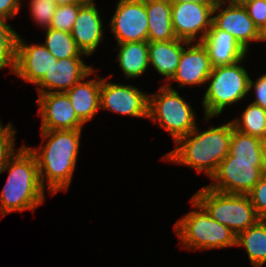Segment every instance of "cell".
Instances as JSON below:
<instances>
[{"label": "cell", "mask_w": 266, "mask_h": 267, "mask_svg": "<svg viewBox=\"0 0 266 267\" xmlns=\"http://www.w3.org/2000/svg\"><path fill=\"white\" fill-rule=\"evenodd\" d=\"M227 1H230V2L235 3V4L243 5L244 3H246L250 0H227Z\"/></svg>", "instance_id": "obj_40"}, {"label": "cell", "mask_w": 266, "mask_h": 267, "mask_svg": "<svg viewBox=\"0 0 266 267\" xmlns=\"http://www.w3.org/2000/svg\"><path fill=\"white\" fill-rule=\"evenodd\" d=\"M56 7L57 4L50 3L46 0L29 1V12L31 13L30 15L32 16L33 21L44 28V30L50 27Z\"/></svg>", "instance_id": "obj_29"}, {"label": "cell", "mask_w": 266, "mask_h": 267, "mask_svg": "<svg viewBox=\"0 0 266 267\" xmlns=\"http://www.w3.org/2000/svg\"><path fill=\"white\" fill-rule=\"evenodd\" d=\"M236 246L245 248L253 267H262L266 263V220H259L239 233Z\"/></svg>", "instance_id": "obj_23"}, {"label": "cell", "mask_w": 266, "mask_h": 267, "mask_svg": "<svg viewBox=\"0 0 266 267\" xmlns=\"http://www.w3.org/2000/svg\"><path fill=\"white\" fill-rule=\"evenodd\" d=\"M145 8L148 19V42L177 38L172 27V3L169 0H145Z\"/></svg>", "instance_id": "obj_21"}, {"label": "cell", "mask_w": 266, "mask_h": 267, "mask_svg": "<svg viewBox=\"0 0 266 267\" xmlns=\"http://www.w3.org/2000/svg\"><path fill=\"white\" fill-rule=\"evenodd\" d=\"M7 20L0 17V70L9 66L14 73L18 32L7 23Z\"/></svg>", "instance_id": "obj_27"}, {"label": "cell", "mask_w": 266, "mask_h": 267, "mask_svg": "<svg viewBox=\"0 0 266 267\" xmlns=\"http://www.w3.org/2000/svg\"><path fill=\"white\" fill-rule=\"evenodd\" d=\"M215 6L195 2L172 4L171 19L175 36L189 43L201 42L211 28Z\"/></svg>", "instance_id": "obj_10"}, {"label": "cell", "mask_w": 266, "mask_h": 267, "mask_svg": "<svg viewBox=\"0 0 266 267\" xmlns=\"http://www.w3.org/2000/svg\"><path fill=\"white\" fill-rule=\"evenodd\" d=\"M7 171L8 178L0 194V214L35 210L44 203L35 155L24 144L7 161L0 174Z\"/></svg>", "instance_id": "obj_3"}, {"label": "cell", "mask_w": 266, "mask_h": 267, "mask_svg": "<svg viewBox=\"0 0 266 267\" xmlns=\"http://www.w3.org/2000/svg\"><path fill=\"white\" fill-rule=\"evenodd\" d=\"M195 210L188 212L175 223V233L186 249H221L236 246V234L227 226L214 220L191 197Z\"/></svg>", "instance_id": "obj_4"}, {"label": "cell", "mask_w": 266, "mask_h": 267, "mask_svg": "<svg viewBox=\"0 0 266 267\" xmlns=\"http://www.w3.org/2000/svg\"><path fill=\"white\" fill-rule=\"evenodd\" d=\"M81 132L82 130H41L42 142H47L34 149L28 147L36 157L42 187L46 189L47 181L48 191L52 194L67 191L71 184Z\"/></svg>", "instance_id": "obj_1"}, {"label": "cell", "mask_w": 266, "mask_h": 267, "mask_svg": "<svg viewBox=\"0 0 266 267\" xmlns=\"http://www.w3.org/2000/svg\"><path fill=\"white\" fill-rule=\"evenodd\" d=\"M229 154L237 158L265 159L266 142L233 127Z\"/></svg>", "instance_id": "obj_24"}, {"label": "cell", "mask_w": 266, "mask_h": 267, "mask_svg": "<svg viewBox=\"0 0 266 267\" xmlns=\"http://www.w3.org/2000/svg\"><path fill=\"white\" fill-rule=\"evenodd\" d=\"M243 60L212 68L202 101L205 121L221 115L224 108L240 102L248 94L250 77L241 64Z\"/></svg>", "instance_id": "obj_5"}, {"label": "cell", "mask_w": 266, "mask_h": 267, "mask_svg": "<svg viewBox=\"0 0 266 267\" xmlns=\"http://www.w3.org/2000/svg\"><path fill=\"white\" fill-rule=\"evenodd\" d=\"M243 6L258 28L266 22V0H250L244 3Z\"/></svg>", "instance_id": "obj_32"}, {"label": "cell", "mask_w": 266, "mask_h": 267, "mask_svg": "<svg viewBox=\"0 0 266 267\" xmlns=\"http://www.w3.org/2000/svg\"><path fill=\"white\" fill-rule=\"evenodd\" d=\"M38 95L36 103L40 107V130H82L84 124L75 114L66 93L51 92Z\"/></svg>", "instance_id": "obj_13"}, {"label": "cell", "mask_w": 266, "mask_h": 267, "mask_svg": "<svg viewBox=\"0 0 266 267\" xmlns=\"http://www.w3.org/2000/svg\"><path fill=\"white\" fill-rule=\"evenodd\" d=\"M259 41H266V22L259 28Z\"/></svg>", "instance_id": "obj_37"}, {"label": "cell", "mask_w": 266, "mask_h": 267, "mask_svg": "<svg viewBox=\"0 0 266 267\" xmlns=\"http://www.w3.org/2000/svg\"><path fill=\"white\" fill-rule=\"evenodd\" d=\"M189 42L176 38L170 41L148 42L149 64L169 81L177 70L184 46Z\"/></svg>", "instance_id": "obj_20"}, {"label": "cell", "mask_w": 266, "mask_h": 267, "mask_svg": "<svg viewBox=\"0 0 266 267\" xmlns=\"http://www.w3.org/2000/svg\"><path fill=\"white\" fill-rule=\"evenodd\" d=\"M95 69L84 63L81 57L63 58L35 84L38 94L67 92L82 79H87Z\"/></svg>", "instance_id": "obj_14"}, {"label": "cell", "mask_w": 266, "mask_h": 267, "mask_svg": "<svg viewBox=\"0 0 266 267\" xmlns=\"http://www.w3.org/2000/svg\"><path fill=\"white\" fill-rule=\"evenodd\" d=\"M192 44L184 47L177 70L170 79L171 82L177 81L178 87L206 84L213 68L204 45L201 42Z\"/></svg>", "instance_id": "obj_16"}, {"label": "cell", "mask_w": 266, "mask_h": 267, "mask_svg": "<svg viewBox=\"0 0 266 267\" xmlns=\"http://www.w3.org/2000/svg\"><path fill=\"white\" fill-rule=\"evenodd\" d=\"M21 0H0V17L14 18L19 13Z\"/></svg>", "instance_id": "obj_34"}, {"label": "cell", "mask_w": 266, "mask_h": 267, "mask_svg": "<svg viewBox=\"0 0 266 267\" xmlns=\"http://www.w3.org/2000/svg\"><path fill=\"white\" fill-rule=\"evenodd\" d=\"M232 121L202 131L196 126L187 136L180 138L177 147L163 156L164 161L182 164L211 176L220 162L229 154L233 129Z\"/></svg>", "instance_id": "obj_2"}, {"label": "cell", "mask_w": 266, "mask_h": 267, "mask_svg": "<svg viewBox=\"0 0 266 267\" xmlns=\"http://www.w3.org/2000/svg\"><path fill=\"white\" fill-rule=\"evenodd\" d=\"M223 7L226 8L222 9ZM212 25L216 29L229 32L247 51L251 42H259V28L243 5L219 0L213 8Z\"/></svg>", "instance_id": "obj_12"}, {"label": "cell", "mask_w": 266, "mask_h": 267, "mask_svg": "<svg viewBox=\"0 0 266 267\" xmlns=\"http://www.w3.org/2000/svg\"><path fill=\"white\" fill-rule=\"evenodd\" d=\"M261 174H262V178L266 179V156H265L262 168H261Z\"/></svg>", "instance_id": "obj_38"}, {"label": "cell", "mask_w": 266, "mask_h": 267, "mask_svg": "<svg viewBox=\"0 0 266 267\" xmlns=\"http://www.w3.org/2000/svg\"><path fill=\"white\" fill-rule=\"evenodd\" d=\"M109 22L117 43L147 41L145 0H119Z\"/></svg>", "instance_id": "obj_11"}, {"label": "cell", "mask_w": 266, "mask_h": 267, "mask_svg": "<svg viewBox=\"0 0 266 267\" xmlns=\"http://www.w3.org/2000/svg\"><path fill=\"white\" fill-rule=\"evenodd\" d=\"M235 129L240 132L261 138L266 142V109L249 103L240 119L232 120Z\"/></svg>", "instance_id": "obj_25"}, {"label": "cell", "mask_w": 266, "mask_h": 267, "mask_svg": "<svg viewBox=\"0 0 266 267\" xmlns=\"http://www.w3.org/2000/svg\"><path fill=\"white\" fill-rule=\"evenodd\" d=\"M84 3H74L68 5H58L55 9L54 16L51 20L52 29L69 32L77 18L79 8Z\"/></svg>", "instance_id": "obj_28"}, {"label": "cell", "mask_w": 266, "mask_h": 267, "mask_svg": "<svg viewBox=\"0 0 266 267\" xmlns=\"http://www.w3.org/2000/svg\"><path fill=\"white\" fill-rule=\"evenodd\" d=\"M192 198L236 236L260 220L248 195L220 193L205 186Z\"/></svg>", "instance_id": "obj_7"}, {"label": "cell", "mask_w": 266, "mask_h": 267, "mask_svg": "<svg viewBox=\"0 0 266 267\" xmlns=\"http://www.w3.org/2000/svg\"><path fill=\"white\" fill-rule=\"evenodd\" d=\"M12 125V123H8L6 125V127L4 125H2V123L0 122V135H2L10 126Z\"/></svg>", "instance_id": "obj_39"}, {"label": "cell", "mask_w": 266, "mask_h": 267, "mask_svg": "<svg viewBox=\"0 0 266 267\" xmlns=\"http://www.w3.org/2000/svg\"><path fill=\"white\" fill-rule=\"evenodd\" d=\"M201 43L208 52L212 67L234 64L244 59L248 52L233 35L213 25Z\"/></svg>", "instance_id": "obj_18"}, {"label": "cell", "mask_w": 266, "mask_h": 267, "mask_svg": "<svg viewBox=\"0 0 266 267\" xmlns=\"http://www.w3.org/2000/svg\"><path fill=\"white\" fill-rule=\"evenodd\" d=\"M57 60L44 44H28L18 35L14 74L25 82L35 85Z\"/></svg>", "instance_id": "obj_15"}, {"label": "cell", "mask_w": 266, "mask_h": 267, "mask_svg": "<svg viewBox=\"0 0 266 267\" xmlns=\"http://www.w3.org/2000/svg\"><path fill=\"white\" fill-rule=\"evenodd\" d=\"M46 1H48L50 3H55V0H46Z\"/></svg>", "instance_id": "obj_41"}, {"label": "cell", "mask_w": 266, "mask_h": 267, "mask_svg": "<svg viewBox=\"0 0 266 267\" xmlns=\"http://www.w3.org/2000/svg\"><path fill=\"white\" fill-rule=\"evenodd\" d=\"M247 195L260 220H266V179L261 178Z\"/></svg>", "instance_id": "obj_30"}, {"label": "cell", "mask_w": 266, "mask_h": 267, "mask_svg": "<svg viewBox=\"0 0 266 267\" xmlns=\"http://www.w3.org/2000/svg\"><path fill=\"white\" fill-rule=\"evenodd\" d=\"M263 162L264 159L237 158L228 154L211 176L213 183L207 187L220 193L247 195L262 178Z\"/></svg>", "instance_id": "obj_8"}, {"label": "cell", "mask_w": 266, "mask_h": 267, "mask_svg": "<svg viewBox=\"0 0 266 267\" xmlns=\"http://www.w3.org/2000/svg\"><path fill=\"white\" fill-rule=\"evenodd\" d=\"M16 130L11 125L0 135V170L7 164L8 159L16 152L15 135Z\"/></svg>", "instance_id": "obj_31"}, {"label": "cell", "mask_w": 266, "mask_h": 267, "mask_svg": "<svg viewBox=\"0 0 266 267\" xmlns=\"http://www.w3.org/2000/svg\"><path fill=\"white\" fill-rule=\"evenodd\" d=\"M195 114L190 104L171 86L170 81L167 85H162L158 93L149 94L148 119L157 121L171 135L174 143L195 129Z\"/></svg>", "instance_id": "obj_6"}, {"label": "cell", "mask_w": 266, "mask_h": 267, "mask_svg": "<svg viewBox=\"0 0 266 267\" xmlns=\"http://www.w3.org/2000/svg\"><path fill=\"white\" fill-rule=\"evenodd\" d=\"M75 84L70 90L65 92L73 106L78 119L85 124L97 115L100 109V87L101 77Z\"/></svg>", "instance_id": "obj_19"}, {"label": "cell", "mask_w": 266, "mask_h": 267, "mask_svg": "<svg viewBox=\"0 0 266 267\" xmlns=\"http://www.w3.org/2000/svg\"><path fill=\"white\" fill-rule=\"evenodd\" d=\"M254 88L255 95L254 101L251 103L259 105L263 109H266V73L258 77V79L253 82L250 78L249 81V92Z\"/></svg>", "instance_id": "obj_33"}, {"label": "cell", "mask_w": 266, "mask_h": 267, "mask_svg": "<svg viewBox=\"0 0 266 267\" xmlns=\"http://www.w3.org/2000/svg\"><path fill=\"white\" fill-rule=\"evenodd\" d=\"M94 0H88L80 8L70 31L78 48L90 56L103 40L104 28Z\"/></svg>", "instance_id": "obj_17"}, {"label": "cell", "mask_w": 266, "mask_h": 267, "mask_svg": "<svg viewBox=\"0 0 266 267\" xmlns=\"http://www.w3.org/2000/svg\"><path fill=\"white\" fill-rule=\"evenodd\" d=\"M102 77L100 109L136 118H148L149 95L132 85L108 82Z\"/></svg>", "instance_id": "obj_9"}, {"label": "cell", "mask_w": 266, "mask_h": 267, "mask_svg": "<svg viewBox=\"0 0 266 267\" xmlns=\"http://www.w3.org/2000/svg\"><path fill=\"white\" fill-rule=\"evenodd\" d=\"M45 36L44 46L58 60L86 55L78 48L69 32L48 28Z\"/></svg>", "instance_id": "obj_26"}, {"label": "cell", "mask_w": 266, "mask_h": 267, "mask_svg": "<svg viewBox=\"0 0 266 267\" xmlns=\"http://www.w3.org/2000/svg\"><path fill=\"white\" fill-rule=\"evenodd\" d=\"M88 0H55V4L58 5H68V4H74V3H85Z\"/></svg>", "instance_id": "obj_36"}, {"label": "cell", "mask_w": 266, "mask_h": 267, "mask_svg": "<svg viewBox=\"0 0 266 267\" xmlns=\"http://www.w3.org/2000/svg\"><path fill=\"white\" fill-rule=\"evenodd\" d=\"M172 4L183 3V2H195L202 4H217L219 0H169Z\"/></svg>", "instance_id": "obj_35"}, {"label": "cell", "mask_w": 266, "mask_h": 267, "mask_svg": "<svg viewBox=\"0 0 266 267\" xmlns=\"http://www.w3.org/2000/svg\"><path fill=\"white\" fill-rule=\"evenodd\" d=\"M119 46L117 59L119 67L124 72L125 77H140L149 64L148 41L117 43Z\"/></svg>", "instance_id": "obj_22"}]
</instances>
